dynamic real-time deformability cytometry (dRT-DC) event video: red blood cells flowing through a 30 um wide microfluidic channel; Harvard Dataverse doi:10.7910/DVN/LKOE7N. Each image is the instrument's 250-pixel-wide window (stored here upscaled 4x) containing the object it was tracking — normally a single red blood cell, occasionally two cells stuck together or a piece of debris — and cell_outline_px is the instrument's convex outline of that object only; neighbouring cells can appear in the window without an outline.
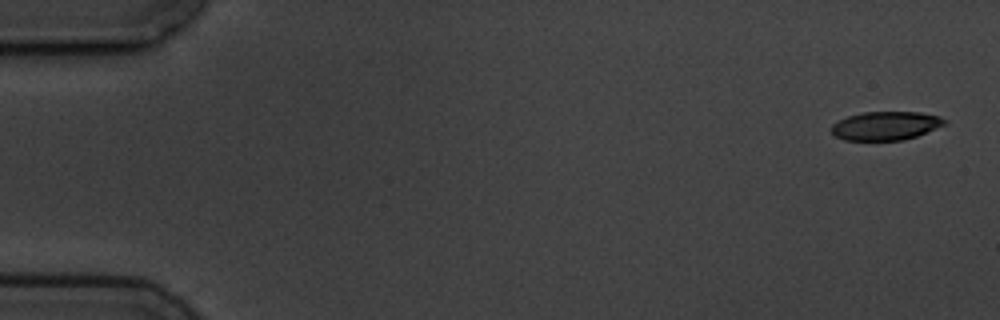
{"species": "common noctule bat (a hibernating species)", "species_latin": "Nyctalus noctula", "temperature_condition": "cold", "stored_images_in_passage": 6, "camera_frame_rate_fps": 3000, "um_per_image_px": 0.085, "animal": {"sex": "male", "body_mass_g": 19.5, "forearm_length_mm": 54.6}, "frame": {"image": 1, "passage_image": 1, "time_ms": 0.0, "image_size_px": [1000, 320], "cell_outline_px": [[948, 124], [916, 136], [904, 140], [844, 140], [836, 136], [832, 132], [832, 124], [848, 116], [860, 112], [920, 112], [940, 116], [948, 120]], "centroid_in_image_um": [75.34, 10.68], "position_along_channel_um": 9.7, "area_um2": 18.96}}
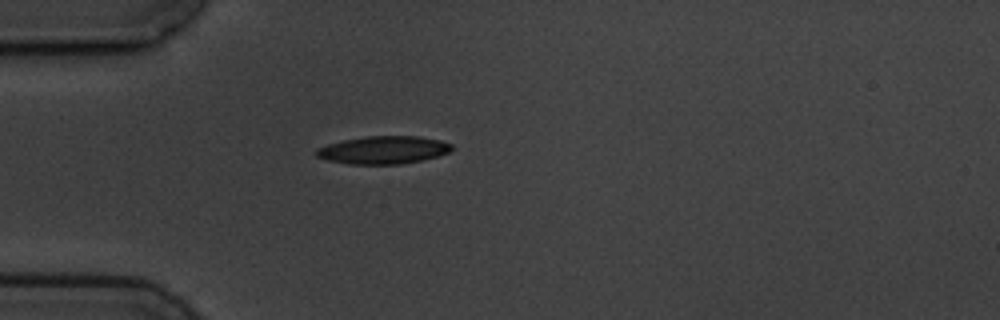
{"frame": {"image": 2, "passage_image": 5, "time_ms": 4.667, "image_size_px": [1000, 320], "cell_outline_px": [[452, 148], [448, 152], [424, 160], [400, 164], [348, 164], [328, 160], [316, 156], [312, 152], [316, 148], [328, 144], [344, 140], [368, 136], [420, 136], [440, 140], [452, 144]], "centroid_in_image_um": [32.56, 12.75], "position_along_channel_um": 52.4, "area_um2": 21.96}}